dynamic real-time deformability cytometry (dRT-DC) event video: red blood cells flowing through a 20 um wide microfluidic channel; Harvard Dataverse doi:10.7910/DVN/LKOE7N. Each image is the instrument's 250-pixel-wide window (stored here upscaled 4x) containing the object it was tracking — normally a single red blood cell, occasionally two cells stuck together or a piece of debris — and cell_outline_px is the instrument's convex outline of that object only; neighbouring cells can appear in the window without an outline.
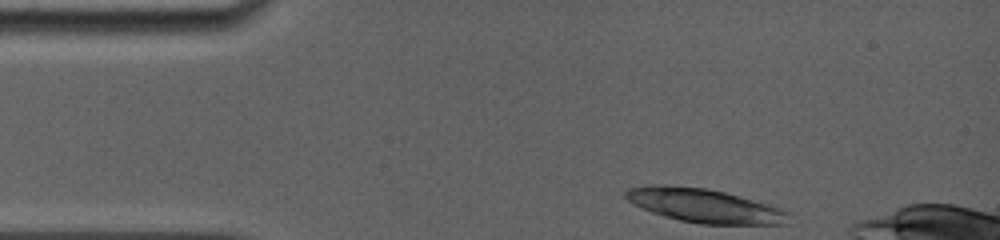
{"species": "common noctule bat (a hibernating species)", "species_latin": "Nyctalus noctula", "temperature_condition": "room temperature", "stored_images_in_passage": 3, "camera_frame_rate_fps": 5000, "um_per_image_px": 0.085, "animal": {"sex": "female", "body_mass_g": 19.0, "forearm_length_mm": 56.7}, "frame": {"image": 1, "passage_image": 1, "time_ms": 0.0, "image_size_px": [1000, 240], "cell_outline_px": [[788, 224], [700, 224], [680, 220], [664, 216], [640, 208], [632, 204], [624, 196], [624, 192], [628, 188], [648, 184], [668, 184], [704, 188], [724, 192], [776, 204], [788, 212]], "centroid_in_image_um": [59.88, 17.46], "position_along_channel_um": 25.1, "area_um2": 32.71}}